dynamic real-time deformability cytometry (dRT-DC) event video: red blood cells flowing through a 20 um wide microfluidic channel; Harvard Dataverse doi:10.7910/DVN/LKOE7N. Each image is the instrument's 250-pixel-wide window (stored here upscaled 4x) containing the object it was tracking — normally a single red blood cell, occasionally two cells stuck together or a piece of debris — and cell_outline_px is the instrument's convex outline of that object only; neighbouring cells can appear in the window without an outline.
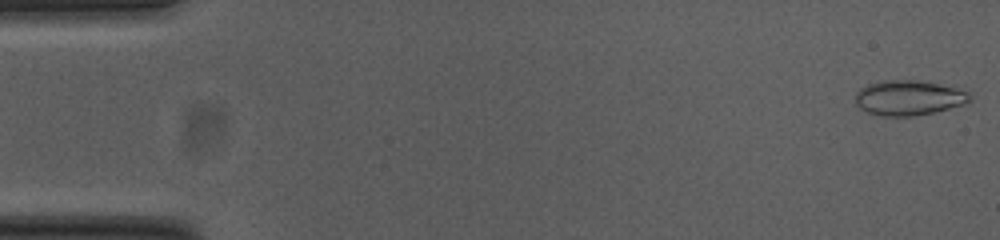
{"species": "common noctule bat (a hibernating species)", "species_latin": "Nyctalus noctula", "temperature_condition": "cold", "stored_images_in_passage": 53, "camera_frame_rate_fps": 3000, "um_per_image_px": 0.085, "animal": {"sex": "female", "body_mass_g": 23.0, "forearm_length_mm": 53.4}, "frame": {"image": 1, "passage_image": 1, "time_ms": 0.0, "image_size_px": [1000, 240], "cell_outline_px": [[972, 100], [964, 104], [916, 116], [884, 116], [868, 112], [860, 108], [856, 104], [856, 92], [860, 88], [868, 84], [880, 80], [916, 80], [936, 84], [968, 92], [972, 96]], "centroid_in_image_um": [77.2, 8.31], "position_along_channel_um": 7.8, "area_um2": 23.06}}
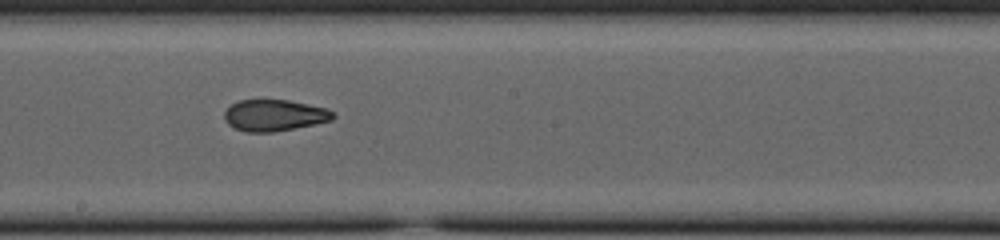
{"frame": {"image": 2, "passage_image": 29, "time_ms": 9.333, "image_size_px": [1000, 240], "cell_outline_px": [[336, 116], [332, 120], [316, 124], [272, 132], [244, 132], [232, 128], [224, 120], [224, 112], [232, 104], [240, 100], [288, 100], [328, 108], [336, 112]], "centroid_in_image_um": [23.34, 9.81], "position_along_channel_um": 224.9, "area_um2": 20.11}}
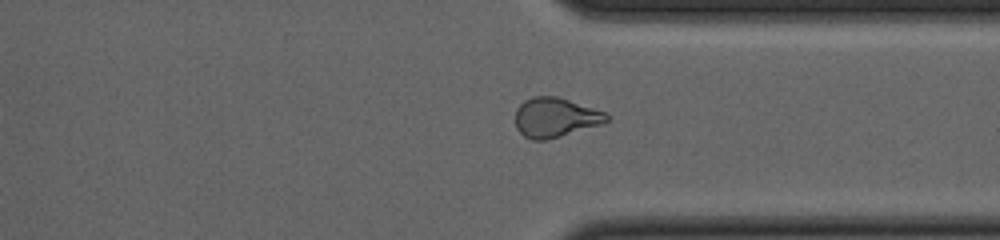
{"frame": {"image": 3, "passage_image": 40, "time_ms": 13.0, "image_size_px": [1000, 240], "cell_outline_px": [[608, 120], [604, 124], [560, 136], [544, 140], [532, 140], [524, 136], [516, 128], [516, 108], [524, 100], [532, 96], [556, 96], [604, 112], [608, 116]], "centroid_in_image_um": [47.17, 9.99], "position_along_channel_um": 364.2, "area_um2": 20.87}, "authors_computed_cell_mechanics": {"area_um2": 21.3282, "velocity_mm_per_s": 3.8103, "shape_relaxation_time_tau1_ms": null, "shape_relaxation_time_tau2_ms": 2.6557, "deformation_change_tau1": null, "deformation_change_tau2": 0.088}}